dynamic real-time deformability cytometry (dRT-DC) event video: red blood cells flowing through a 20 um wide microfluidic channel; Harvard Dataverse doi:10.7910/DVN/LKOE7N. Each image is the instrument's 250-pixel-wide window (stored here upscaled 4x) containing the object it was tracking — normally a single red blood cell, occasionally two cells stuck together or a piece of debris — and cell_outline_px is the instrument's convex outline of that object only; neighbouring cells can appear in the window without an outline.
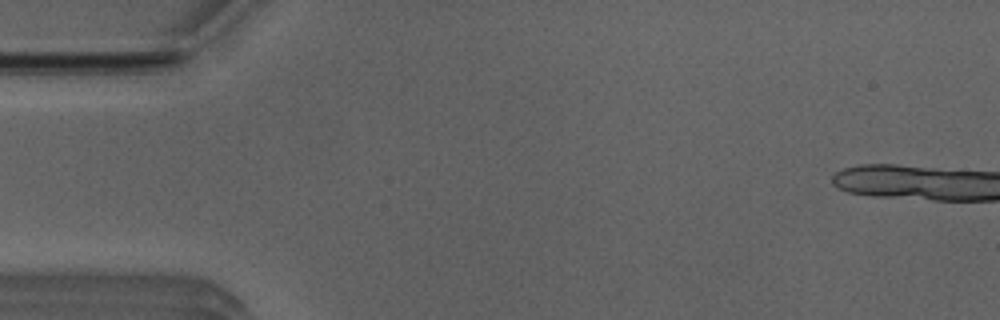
{"species": "Egyptian fruit bat (a non-hibernating species)", "species_latin": "Rousettus aegyptiacus", "temperature_condition": "room temperature", "stored_images_in_passage": 1, "camera_frame_rate_fps": 3000, "um_per_image_px": 0.085, "animal": {"sex": "male"}, "frame": {"image": 1, "passage_image": 1, "time_ms": 0.0, "image_size_px": [1000, 320], "cell_outline_px": [[940, 172], [916, 188], [908, 192], [860, 192], [860, 168], [908, 168]], "centroid_in_image_um": [75.9, 15.25], "position_along_channel_um": 9.1, "area_um2": 11.21}}